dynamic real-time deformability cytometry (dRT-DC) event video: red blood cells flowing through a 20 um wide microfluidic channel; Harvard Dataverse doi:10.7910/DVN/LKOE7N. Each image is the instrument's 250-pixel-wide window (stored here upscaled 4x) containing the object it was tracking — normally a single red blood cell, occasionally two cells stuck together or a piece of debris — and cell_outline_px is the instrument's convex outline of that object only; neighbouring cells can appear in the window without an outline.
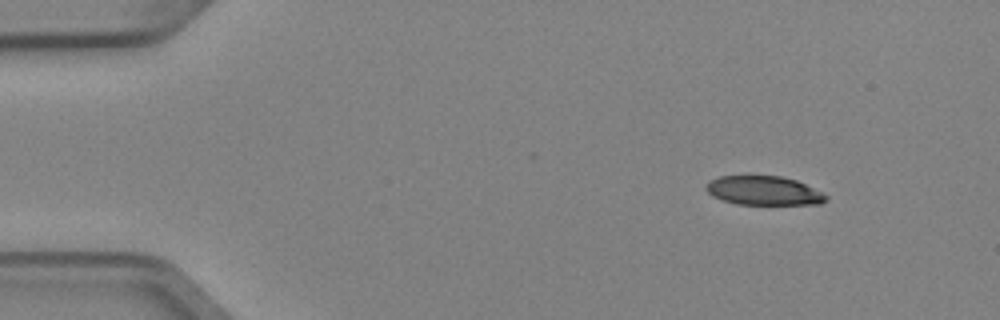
{"species": "Egyptian fruit bat (a non-hibernating species)", "species_latin": "Rousettus aegyptiacus", "temperature_condition": "cold", "stored_images_in_passage": 5, "camera_frame_rate_fps": 3000, "um_per_image_px": 0.085, "animal": {"sex": "female"}, "frame": {"image": 1, "passage_image": 1, "time_ms": 0.0, "image_size_px": [1000, 320], "cell_outline_px": [[828, 200], [820, 204], [736, 204], [712, 196], [704, 188], [704, 184], [708, 180], [720, 176], [780, 176], [796, 180], [828, 196]], "centroid_in_image_um": [64.87, 16.2], "position_along_channel_um": 20.1, "area_um2": 20.23}}
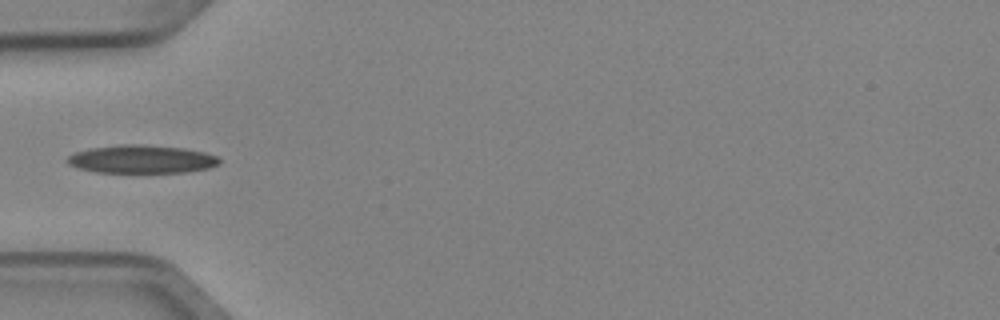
{"frame": {"image": 2, "passage_image": 4, "time_ms": 1.0, "image_size_px": [1000, 320], "cell_outline_px": [[220, 164], [208, 168], [184, 172], [96, 172], [80, 168], [68, 164], [64, 160], [68, 156], [76, 152], [92, 148], [120, 144], [140, 144], [184, 148], [204, 152], [220, 156]], "centroid_in_image_um": [12.06, 13.52], "position_along_channel_um": 72.9, "area_um2": 24.91}}
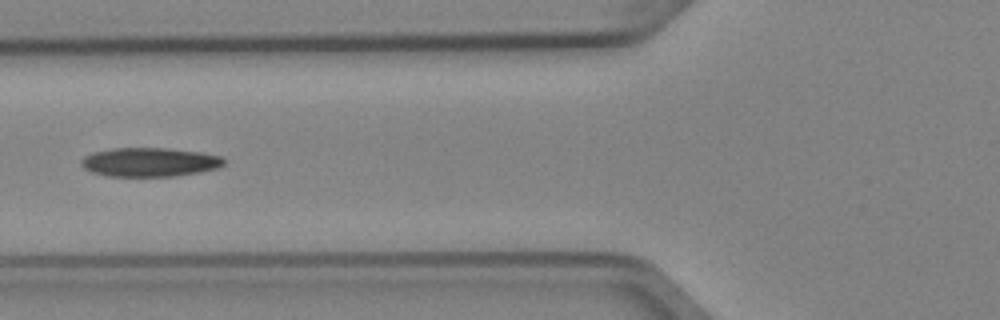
{"frame": {"image": 3, "passage_image": 5, "time_ms": 1.333, "image_size_px": [1000, 320], "cell_outline_px": [[224, 164], [216, 168], [196, 172], [172, 176], [108, 176], [92, 172], [84, 168], [80, 164], [80, 160], [84, 156], [92, 152], [112, 148], [168, 148], [200, 152], [220, 156], [224, 160]], "centroid_in_image_um": [12.65, 13.77], "position_along_channel_um": 113.1, "area_um2": 23.93}}